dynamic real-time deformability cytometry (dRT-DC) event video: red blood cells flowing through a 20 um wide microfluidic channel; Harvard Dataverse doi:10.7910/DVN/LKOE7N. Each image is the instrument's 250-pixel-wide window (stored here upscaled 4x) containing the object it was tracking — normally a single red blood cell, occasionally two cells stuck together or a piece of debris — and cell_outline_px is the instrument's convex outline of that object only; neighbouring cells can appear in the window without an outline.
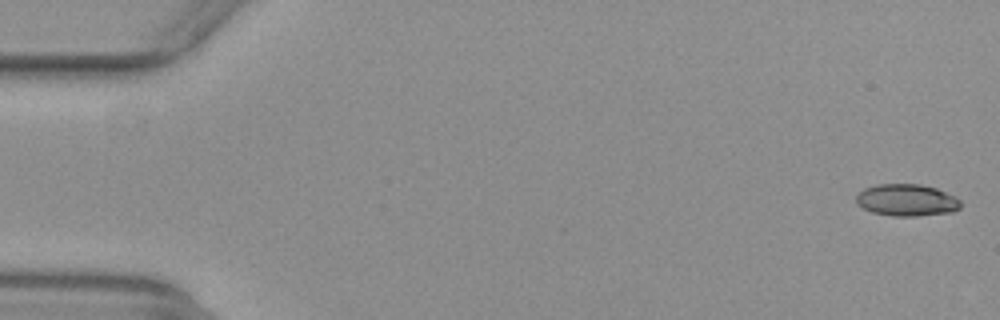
{"species": "common noctule bat (a hibernating species)", "species_latin": "Nyctalus noctula", "temperature_condition": "warm", "stored_images_in_passage": 54, "camera_frame_rate_fps": 3000, "um_per_image_px": 0.085, "animal": {"sex": "female", "body_mass_g": 29.2, "forearm_length_mm": 56.3}, "frame": {"image": 1, "passage_image": 2, "time_ms": 0.333, "image_size_px": [1000, 320], "cell_outline_px": [[960, 208], [952, 212], [916, 216], [892, 216], [872, 212], [856, 204], [856, 196], [864, 188], [876, 184], [920, 184], [936, 188], [956, 196], [960, 200]], "centroid_in_image_um": [77.07, 17.01], "position_along_channel_um": 7.9, "area_um2": 19.54}}
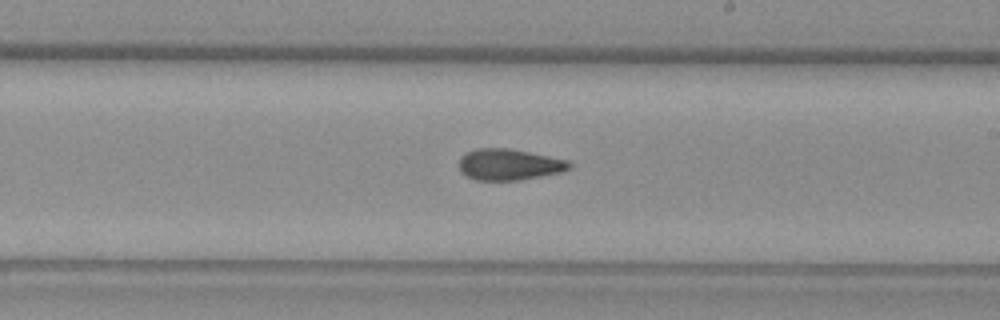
{"frame": {"image": 2, "passage_image": 32, "time_ms": 10.333, "image_size_px": [1000, 320], "cell_outline_px": [[572, 168], [560, 172], [520, 180], [476, 180], [460, 172], [460, 156], [464, 152], [476, 148], [508, 148], [568, 160], [572, 164]], "centroid_in_image_um": [43.25, 13.98], "position_along_channel_um": 245.7, "area_um2": 20.06}}
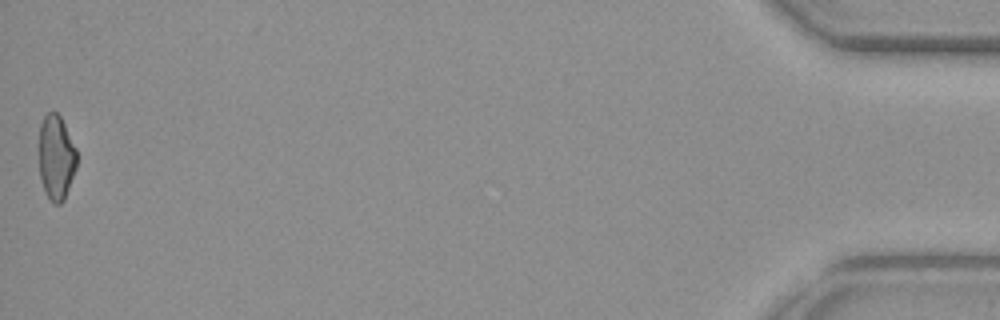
{"frame": {"image": 3, "passage_image": 54, "time_ms": 17.667, "image_size_px": [1000, 320], "cell_outline_px": [[76, 168], [64, 200], [60, 204], [52, 204], [44, 188], [40, 176], [40, 124], [44, 116], [48, 112], [56, 112], [60, 116], [76, 148]], "centroid_in_image_um": [4.78, 13.39], "position_along_channel_um": 430.4, "area_um2": 18.38}, "authors_computed_cell_mechanics": {"area_um2": 19.941, "velocity_mm_per_s": 3.9216, "shape_relaxation_time_tau1_ms": null, "shape_relaxation_time_tau2_ms": 2.5176, "deformation_change_tau1": null, "deformation_change_tau2": 0.099}}